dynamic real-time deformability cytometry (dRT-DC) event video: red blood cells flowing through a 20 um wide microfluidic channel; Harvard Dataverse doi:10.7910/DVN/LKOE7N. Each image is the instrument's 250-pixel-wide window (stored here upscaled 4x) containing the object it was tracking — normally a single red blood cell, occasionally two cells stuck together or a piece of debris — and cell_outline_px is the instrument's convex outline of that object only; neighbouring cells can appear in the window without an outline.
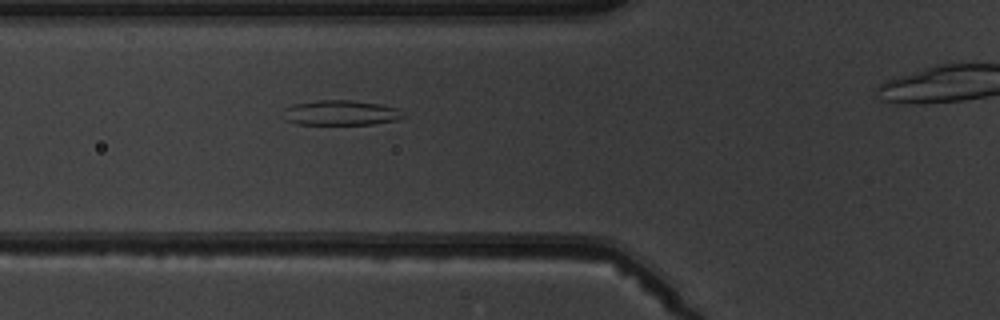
{"species": "common noctule bat (a hibernating species)", "species_latin": "Nyctalus noctula", "temperature_condition": "warm", "stored_images_in_passage": 3, "camera_frame_rate_fps": 3000, "um_per_image_px": 0.085, "animal": {"sex": "male", "body_mass_g": 19.5, "forearm_length_mm": 54.6}, "frame": {"image": 1, "passage_image": 2, "time_ms": 1.0, "image_size_px": [1000, 320], "cell_outline_px": [[404, 116], [396, 120], [372, 124], [296, 124], [284, 120], [284, 108], [292, 104], [316, 100], [348, 100], [376, 104], [396, 108]], "centroid_in_image_um": [28.87, 9.59], "position_along_channel_um": 96.9, "area_um2": 17.28}}